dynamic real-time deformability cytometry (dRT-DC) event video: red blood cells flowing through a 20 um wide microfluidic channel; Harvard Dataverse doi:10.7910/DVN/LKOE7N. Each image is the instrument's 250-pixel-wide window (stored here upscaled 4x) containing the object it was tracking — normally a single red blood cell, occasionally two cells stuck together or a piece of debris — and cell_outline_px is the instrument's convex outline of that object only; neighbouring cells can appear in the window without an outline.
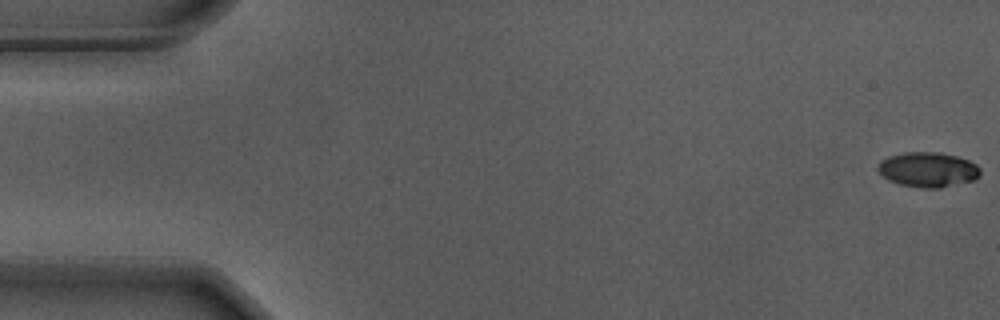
{"species": "Egyptian fruit bat (a non-hibernating species)", "species_latin": "Rousettus aegyptiacus", "temperature_condition": "warm", "stored_images_in_passage": 46, "camera_frame_rate_fps": 3000, "um_per_image_px": 0.085, "animal": {"sex": "male"}, "frame": {"image": 1, "passage_image": 1, "time_ms": 0.0, "image_size_px": [1000, 320], "cell_outline_px": [[980, 176], [972, 180], [940, 188], [924, 188], [900, 184], [888, 180], [876, 168], [888, 156], [904, 152], [940, 152], [956, 156], [968, 160], [976, 164], [980, 168]], "centroid_in_image_um": [78.89, 14.41], "position_along_channel_um": 6.1, "area_um2": 20.63}}
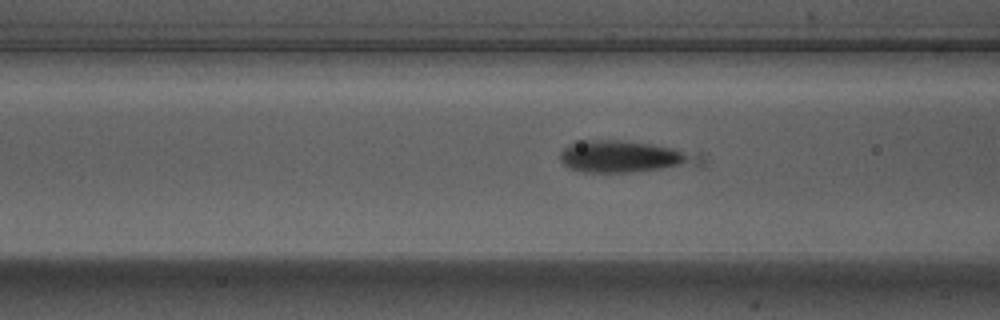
{"frame": {"image": 2, "passage_image": 22, "time_ms": 7.0, "image_size_px": [1000, 320], "cell_outline_px": [[708, 164], [628, 172], [580, 172], [568, 168], [560, 160], [560, 152], [568, 144], [580, 140], [620, 140], [652, 144], [704, 152], [708, 160]], "centroid_in_image_um": [53.24, 13.31], "position_along_channel_um": 113.4, "area_um2": 26.7}}
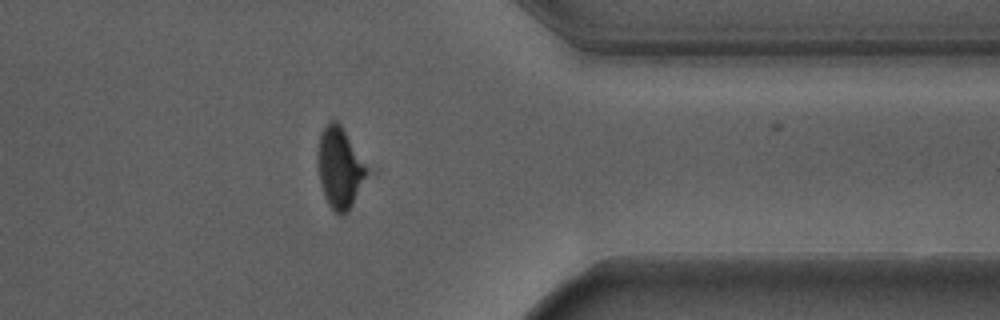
{"frame": {"image": 3, "passage_image": 45, "time_ms": 14.667, "image_size_px": [1000, 320], "cell_outline_px": [[368, 172], [348, 212], [344, 216], [340, 216], [328, 204], [324, 196], [320, 184], [320, 132], [328, 120], [336, 120], [340, 124], [368, 168]], "centroid_in_image_um": [28.89, 14.28], "position_along_channel_um": 382.5, "area_um2": 22.37}}